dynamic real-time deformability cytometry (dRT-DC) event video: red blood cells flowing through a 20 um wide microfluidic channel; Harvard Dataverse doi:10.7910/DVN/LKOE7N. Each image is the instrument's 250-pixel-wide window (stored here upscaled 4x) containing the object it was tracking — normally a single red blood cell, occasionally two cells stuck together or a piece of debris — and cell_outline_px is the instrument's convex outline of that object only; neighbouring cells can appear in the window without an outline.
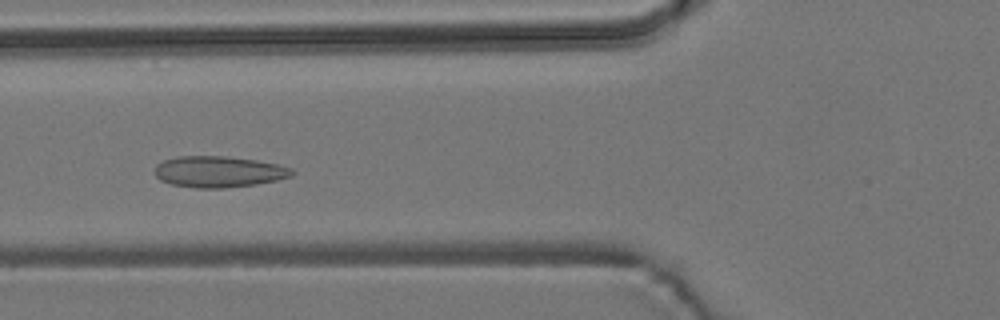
{"species": "common noctule bat (a hibernating species)", "species_latin": "Nyctalus noctula", "temperature_condition": "room temperature", "stored_images_in_passage": 37, "camera_frame_rate_fps": 3000, "um_per_image_px": 0.085, "animal": {"sex": "male", "body_mass_g": 19.2, "forearm_length_mm": 51.8}, "frame": {"image": 1, "passage_image": 13, "time_ms": 4.0, "image_size_px": [1000, 320], "cell_outline_px": [[296, 172], [292, 176], [276, 180], [256, 184], [224, 188], [196, 188], [172, 184], [160, 180], [156, 176], [156, 164], [164, 160], [176, 156], [228, 156], [256, 160], [276, 164], [292, 168]], "centroid_in_image_um": [18.6, 14.59], "position_along_channel_um": 107.2, "area_um2": 24.97}}
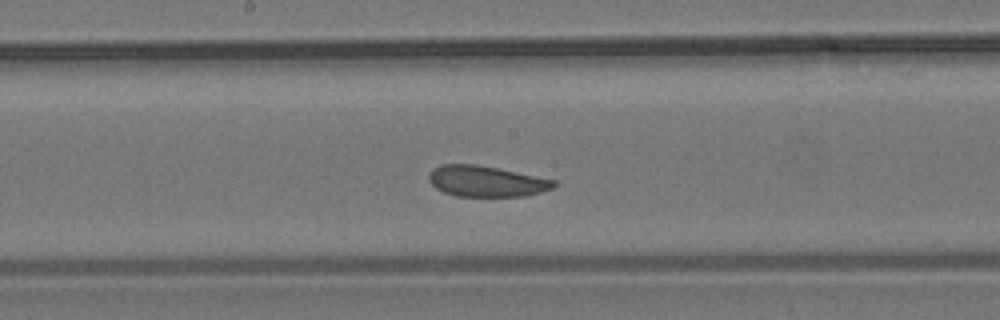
{"frame": {"image": 2, "passage_image": 21, "time_ms": 6.667, "image_size_px": [1000, 320], "cell_outline_px": [[556, 184], [552, 188], [528, 196], [456, 196], [444, 192], [436, 188], [428, 180], [428, 176], [432, 168], [440, 164], [476, 164], [556, 180]], "centroid_in_image_um": [41.3, 15.4], "position_along_channel_um": 206.9, "area_um2": 22.43}}
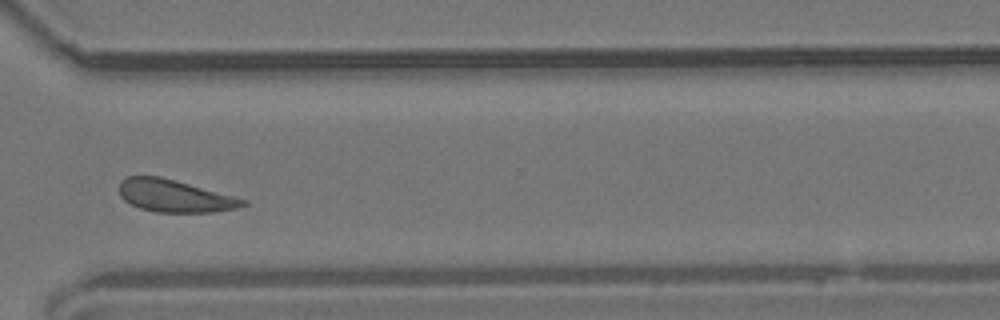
{"frame": {"image": 3, "passage_image": 33, "time_ms": 10.667, "image_size_px": [1000, 320], "cell_outline_px": [[248, 204], [236, 208], [216, 212], [156, 212], [140, 208], [124, 200], [120, 196], [120, 180], [128, 176], [160, 176], [248, 200]], "centroid_in_image_um": [14.84, 16.65], "position_along_channel_um": 355.8, "area_um2": 23.18}, "authors_computed_cell_mechanics": {"area_um2": 23.4668, "velocity_mm_per_s": 3.7309, "shape_relaxation_time_tau1_ms": 10.751, "shape_relaxation_time_tau2_ms": 3.4349, "deformation_change_tau1": 0.1401, "deformation_change_tau2": 0.0899}}